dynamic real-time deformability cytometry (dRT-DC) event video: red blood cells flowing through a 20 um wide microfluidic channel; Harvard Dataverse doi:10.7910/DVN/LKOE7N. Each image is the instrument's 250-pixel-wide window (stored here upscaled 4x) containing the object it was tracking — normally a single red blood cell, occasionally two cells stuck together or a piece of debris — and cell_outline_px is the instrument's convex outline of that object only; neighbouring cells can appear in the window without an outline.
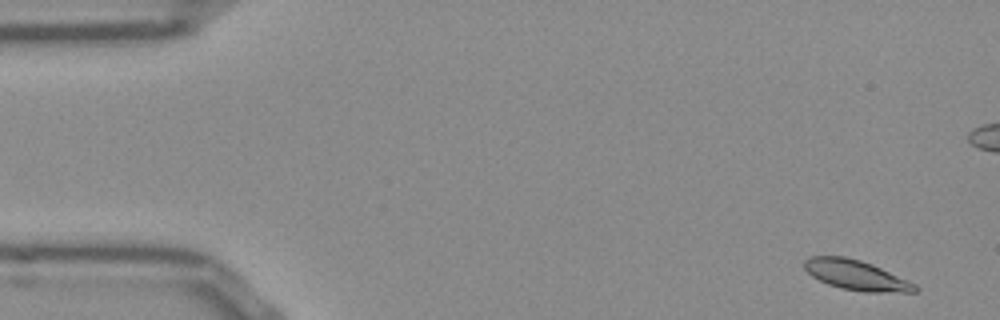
{"species": "Egyptian fruit bat (a non-hibernating species)", "species_latin": "Rousettus aegyptiacus", "temperature_condition": "room temperature", "stored_images_in_passage": 53, "camera_frame_rate_fps": 3000, "um_per_image_px": 0.085, "frame": {"image": 1, "passage_image": 2, "time_ms": 0.333, "image_size_px": [1000, 320], "cell_outline_px": [[920, 288], [916, 292], [864, 292], [840, 288], [828, 284], [812, 276], [804, 268], [804, 260], [812, 256], [844, 256], [860, 260], [872, 264], [916, 284]], "centroid_in_image_um": [72.78, 23.39], "position_along_channel_um": 12.2, "area_um2": 19.25}}
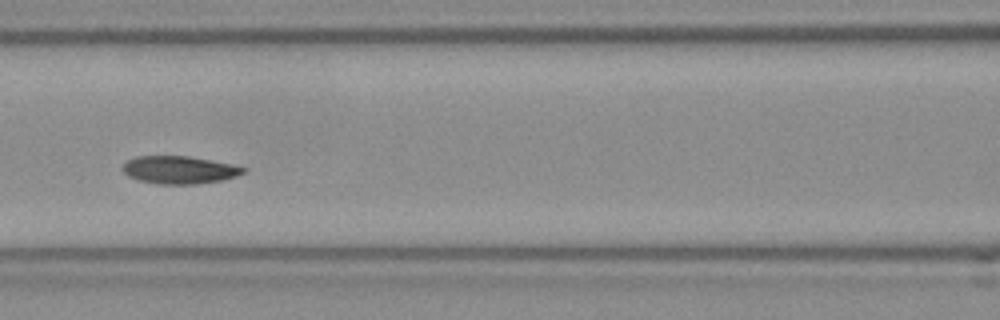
{"frame": {"image": 2, "passage_image": 22, "time_ms": 7.0, "image_size_px": [1000, 320], "cell_outline_px": [[248, 168], [244, 172], [236, 176], [224, 180], [196, 184], [160, 184], [140, 180], [128, 176], [124, 172], [124, 164], [128, 160], [136, 156], [188, 156], [232, 164]], "centroid_in_image_um": [15.28, 14.44], "position_along_channel_um": 151.3, "area_um2": 19.36}}
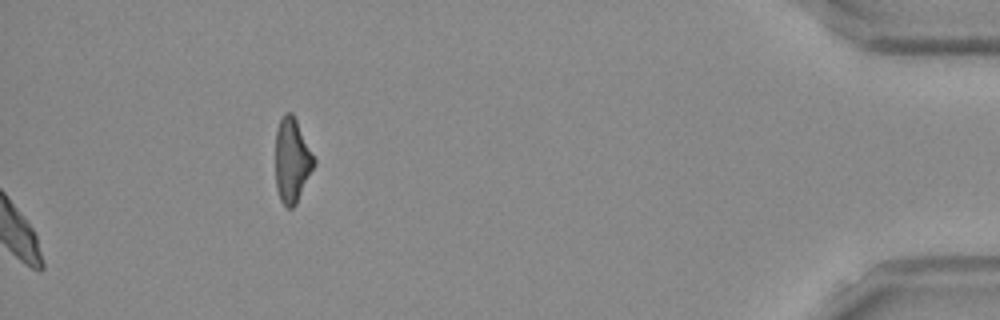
{"frame": {"image": 3, "passage_image": 53, "time_ms": 17.333, "image_size_px": [1000, 320], "cell_outline_px": [[316, 164], [296, 204], [292, 208], [288, 208], [280, 200], [276, 188], [276, 128], [284, 112], [292, 112], [316, 160]], "centroid_in_image_um": [24.82, 13.64], "position_along_channel_um": 410.4, "area_um2": 18.96}, "authors_computed_cell_mechanics": {"area_um2": 19.363, "velocity_mm_per_s": 3.8093, "shape_relaxation_time_tau1_ms": 2.2224, "shape_relaxation_time_tau2_ms": 1.4445, "deformation_change_tau1": 0.1037, "deformation_change_tau2": 0.059}}